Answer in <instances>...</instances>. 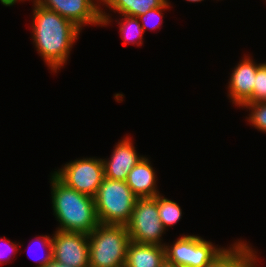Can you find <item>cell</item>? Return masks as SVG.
<instances>
[{"label": "cell", "instance_id": "obj_3", "mask_svg": "<svg viewBox=\"0 0 266 267\" xmlns=\"http://www.w3.org/2000/svg\"><path fill=\"white\" fill-rule=\"evenodd\" d=\"M89 267H125L130 236L126 225L99 224L90 234Z\"/></svg>", "mask_w": 266, "mask_h": 267}, {"label": "cell", "instance_id": "obj_11", "mask_svg": "<svg viewBox=\"0 0 266 267\" xmlns=\"http://www.w3.org/2000/svg\"><path fill=\"white\" fill-rule=\"evenodd\" d=\"M128 136L115 145L111 157L102 159L104 175L112 180L126 181L128 173L144 157L137 153Z\"/></svg>", "mask_w": 266, "mask_h": 267}, {"label": "cell", "instance_id": "obj_6", "mask_svg": "<svg viewBox=\"0 0 266 267\" xmlns=\"http://www.w3.org/2000/svg\"><path fill=\"white\" fill-rule=\"evenodd\" d=\"M225 249L197 235H182L172 245H165V257L179 267H204Z\"/></svg>", "mask_w": 266, "mask_h": 267}, {"label": "cell", "instance_id": "obj_1", "mask_svg": "<svg viewBox=\"0 0 266 267\" xmlns=\"http://www.w3.org/2000/svg\"><path fill=\"white\" fill-rule=\"evenodd\" d=\"M32 40L36 51L53 72L67 64L81 29L72 21L33 1ZM66 63V64H65Z\"/></svg>", "mask_w": 266, "mask_h": 267}, {"label": "cell", "instance_id": "obj_25", "mask_svg": "<svg viewBox=\"0 0 266 267\" xmlns=\"http://www.w3.org/2000/svg\"><path fill=\"white\" fill-rule=\"evenodd\" d=\"M160 267H179V266H177V265H175V264L169 262L167 259H165V260L161 263Z\"/></svg>", "mask_w": 266, "mask_h": 267}, {"label": "cell", "instance_id": "obj_22", "mask_svg": "<svg viewBox=\"0 0 266 267\" xmlns=\"http://www.w3.org/2000/svg\"><path fill=\"white\" fill-rule=\"evenodd\" d=\"M4 243L3 246H2V243H0V264H4V263H8V261H10V258H9V254L7 253H10V254H14L17 252V250L19 249V246H21L20 244H17L15 242H12L10 240H7V239H3L1 238L0 239V242ZM6 241V242H5ZM5 246V247H4ZM9 251V252H8ZM5 255H8V256H5ZM8 259V260H7ZM6 261V262H5Z\"/></svg>", "mask_w": 266, "mask_h": 267}, {"label": "cell", "instance_id": "obj_8", "mask_svg": "<svg viewBox=\"0 0 266 267\" xmlns=\"http://www.w3.org/2000/svg\"><path fill=\"white\" fill-rule=\"evenodd\" d=\"M34 1L47 9L56 11L60 16L72 21L81 30L83 29V26H87L88 24L106 27L111 22L109 13L107 14L103 9H101V0Z\"/></svg>", "mask_w": 266, "mask_h": 267}, {"label": "cell", "instance_id": "obj_20", "mask_svg": "<svg viewBox=\"0 0 266 267\" xmlns=\"http://www.w3.org/2000/svg\"><path fill=\"white\" fill-rule=\"evenodd\" d=\"M266 101V62L260 63L256 71L252 103Z\"/></svg>", "mask_w": 266, "mask_h": 267}, {"label": "cell", "instance_id": "obj_19", "mask_svg": "<svg viewBox=\"0 0 266 267\" xmlns=\"http://www.w3.org/2000/svg\"><path fill=\"white\" fill-rule=\"evenodd\" d=\"M169 0H166L160 7L148 10L145 14L138 16L139 21L141 22V26L145 33V30L149 28L150 30H155L156 28H160L162 24L163 14L162 11L170 7Z\"/></svg>", "mask_w": 266, "mask_h": 267}, {"label": "cell", "instance_id": "obj_26", "mask_svg": "<svg viewBox=\"0 0 266 267\" xmlns=\"http://www.w3.org/2000/svg\"><path fill=\"white\" fill-rule=\"evenodd\" d=\"M186 1H188V2H201V1H204V0H186Z\"/></svg>", "mask_w": 266, "mask_h": 267}, {"label": "cell", "instance_id": "obj_23", "mask_svg": "<svg viewBox=\"0 0 266 267\" xmlns=\"http://www.w3.org/2000/svg\"><path fill=\"white\" fill-rule=\"evenodd\" d=\"M44 267H71L70 265L61 264L55 260H51L49 263H47Z\"/></svg>", "mask_w": 266, "mask_h": 267}, {"label": "cell", "instance_id": "obj_24", "mask_svg": "<svg viewBox=\"0 0 266 267\" xmlns=\"http://www.w3.org/2000/svg\"><path fill=\"white\" fill-rule=\"evenodd\" d=\"M19 0H0L1 4L4 6H13L15 3H17Z\"/></svg>", "mask_w": 266, "mask_h": 267}, {"label": "cell", "instance_id": "obj_12", "mask_svg": "<svg viewBox=\"0 0 266 267\" xmlns=\"http://www.w3.org/2000/svg\"><path fill=\"white\" fill-rule=\"evenodd\" d=\"M154 171L150 160L144 156L128 173L126 184L138 198L156 197L160 194Z\"/></svg>", "mask_w": 266, "mask_h": 267}, {"label": "cell", "instance_id": "obj_14", "mask_svg": "<svg viewBox=\"0 0 266 267\" xmlns=\"http://www.w3.org/2000/svg\"><path fill=\"white\" fill-rule=\"evenodd\" d=\"M165 259V246L130 241L125 267H160Z\"/></svg>", "mask_w": 266, "mask_h": 267}, {"label": "cell", "instance_id": "obj_9", "mask_svg": "<svg viewBox=\"0 0 266 267\" xmlns=\"http://www.w3.org/2000/svg\"><path fill=\"white\" fill-rule=\"evenodd\" d=\"M52 234L53 260L71 267H89L88 235L57 230Z\"/></svg>", "mask_w": 266, "mask_h": 267}, {"label": "cell", "instance_id": "obj_13", "mask_svg": "<svg viewBox=\"0 0 266 267\" xmlns=\"http://www.w3.org/2000/svg\"><path fill=\"white\" fill-rule=\"evenodd\" d=\"M256 254L257 252L247 242L238 240L204 267H256L258 264Z\"/></svg>", "mask_w": 266, "mask_h": 267}, {"label": "cell", "instance_id": "obj_10", "mask_svg": "<svg viewBox=\"0 0 266 267\" xmlns=\"http://www.w3.org/2000/svg\"><path fill=\"white\" fill-rule=\"evenodd\" d=\"M244 57L232 70L228 81V98L230 97L231 102L241 108L246 103H252L256 71L260 65L248 55Z\"/></svg>", "mask_w": 266, "mask_h": 267}, {"label": "cell", "instance_id": "obj_17", "mask_svg": "<svg viewBox=\"0 0 266 267\" xmlns=\"http://www.w3.org/2000/svg\"><path fill=\"white\" fill-rule=\"evenodd\" d=\"M158 215L165 230L172 227L182 218V210L178 203L158 195Z\"/></svg>", "mask_w": 266, "mask_h": 267}, {"label": "cell", "instance_id": "obj_5", "mask_svg": "<svg viewBox=\"0 0 266 267\" xmlns=\"http://www.w3.org/2000/svg\"><path fill=\"white\" fill-rule=\"evenodd\" d=\"M130 241L165 246L162 235L166 233L158 215V195L138 198L130 221L126 224Z\"/></svg>", "mask_w": 266, "mask_h": 267}, {"label": "cell", "instance_id": "obj_4", "mask_svg": "<svg viewBox=\"0 0 266 267\" xmlns=\"http://www.w3.org/2000/svg\"><path fill=\"white\" fill-rule=\"evenodd\" d=\"M137 199L126 181L104 177L94 196L99 223L126 225L130 221Z\"/></svg>", "mask_w": 266, "mask_h": 267}, {"label": "cell", "instance_id": "obj_21", "mask_svg": "<svg viewBox=\"0 0 266 267\" xmlns=\"http://www.w3.org/2000/svg\"><path fill=\"white\" fill-rule=\"evenodd\" d=\"M36 239H35V241H37V243L39 242V244H41L39 246H42L43 249L46 248V250H47V253L44 256H42V258L39 257V259L36 260L39 263L36 267H44L47 263H49L53 259V257H52V236L40 235V237H37ZM36 245H38V244H36Z\"/></svg>", "mask_w": 266, "mask_h": 267}, {"label": "cell", "instance_id": "obj_15", "mask_svg": "<svg viewBox=\"0 0 266 267\" xmlns=\"http://www.w3.org/2000/svg\"><path fill=\"white\" fill-rule=\"evenodd\" d=\"M166 0H101L102 6L120 15L138 17L148 10L160 7Z\"/></svg>", "mask_w": 266, "mask_h": 267}, {"label": "cell", "instance_id": "obj_18", "mask_svg": "<svg viewBox=\"0 0 266 267\" xmlns=\"http://www.w3.org/2000/svg\"><path fill=\"white\" fill-rule=\"evenodd\" d=\"M247 108L250 111L247 122L255 129L266 133V101L256 103H246L242 108Z\"/></svg>", "mask_w": 266, "mask_h": 267}, {"label": "cell", "instance_id": "obj_2", "mask_svg": "<svg viewBox=\"0 0 266 267\" xmlns=\"http://www.w3.org/2000/svg\"><path fill=\"white\" fill-rule=\"evenodd\" d=\"M50 177L53 215L59 223L56 229L90 234L100 224L94 197L68 187L54 173Z\"/></svg>", "mask_w": 266, "mask_h": 267}, {"label": "cell", "instance_id": "obj_7", "mask_svg": "<svg viewBox=\"0 0 266 267\" xmlns=\"http://www.w3.org/2000/svg\"><path fill=\"white\" fill-rule=\"evenodd\" d=\"M53 173L68 187L91 197L105 177L102 159L95 157L70 161Z\"/></svg>", "mask_w": 266, "mask_h": 267}, {"label": "cell", "instance_id": "obj_16", "mask_svg": "<svg viewBox=\"0 0 266 267\" xmlns=\"http://www.w3.org/2000/svg\"><path fill=\"white\" fill-rule=\"evenodd\" d=\"M121 17L118 24L121 38L124 40L123 44L130 43L141 46L144 31L138 17L129 15H121Z\"/></svg>", "mask_w": 266, "mask_h": 267}]
</instances>
